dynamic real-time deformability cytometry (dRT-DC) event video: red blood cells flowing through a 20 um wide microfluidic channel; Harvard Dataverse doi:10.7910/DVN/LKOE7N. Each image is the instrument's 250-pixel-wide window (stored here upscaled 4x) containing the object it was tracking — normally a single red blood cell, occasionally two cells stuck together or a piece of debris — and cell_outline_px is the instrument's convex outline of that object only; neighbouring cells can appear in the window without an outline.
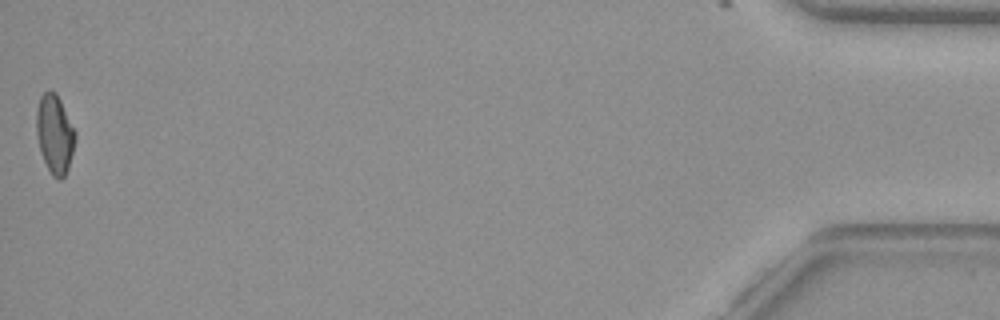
{"species": "common noctule bat (a hibernating species)", "species_latin": "Nyctalus noctula", "temperature_condition": "warm", "stored_images_in_passage": 37, "camera_frame_rate_fps": 3000, "um_per_image_px": 0.085, "animal": {"sex": "female", "body_mass_g": 29.2, "forearm_length_mm": 56.3}, "frame": {"image": 1, "passage_image": 37, "time_ms": 12.0, "image_size_px": [1000, 320], "cell_outline_px": [[76, 136], [68, 168], [64, 176], [60, 180], [52, 176], [44, 160], [40, 148], [36, 132], [36, 112], [40, 96], [48, 88], [56, 92], [76, 132]], "centroid_in_image_um": [4.64, 11.35], "position_along_channel_um": 430.6, "area_um2": 17.69}, "authors_computed_cell_mechanics": {"area_um2": 18.4382, "velocity_mm_per_s": 3.999, "shape_relaxation_time_tau1_ms": null, "shape_relaxation_time_tau2_ms": 1.5458, "deformation_change_tau1": null, "deformation_change_tau2": 0.0607}}